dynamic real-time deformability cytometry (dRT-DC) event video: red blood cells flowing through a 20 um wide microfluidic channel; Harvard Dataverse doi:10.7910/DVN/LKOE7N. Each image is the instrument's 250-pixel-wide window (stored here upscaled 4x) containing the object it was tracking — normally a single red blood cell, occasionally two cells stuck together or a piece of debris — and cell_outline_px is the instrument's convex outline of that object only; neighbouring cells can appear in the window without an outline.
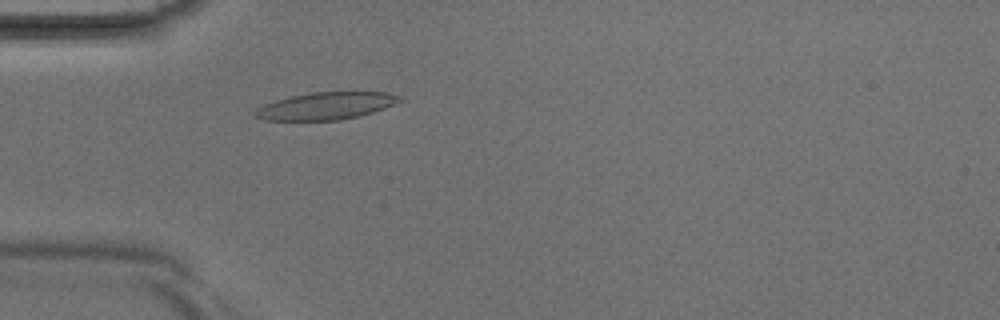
{"species": "Egyptian fruit bat (a non-hibernating species)", "species_latin": "Rousettus aegyptiacus", "temperature_condition": "room temperature", "stored_images_in_passage": 4, "camera_frame_rate_fps": 3000, "um_per_image_px": 0.085, "animal": {"sex": "male"}, "frame": {"image": 1, "passage_image": 4, "time_ms": 1.0, "image_size_px": [1000, 320], "cell_outline_px": [[404, 100], [384, 108], [360, 116], [340, 120], [264, 120], [252, 116], [252, 112], [256, 108], [264, 104], [288, 96], [312, 92], [388, 92], [404, 96]], "centroid_in_image_um": [27.7, 9.0], "position_along_channel_um": 57.3, "area_um2": 23.29}}